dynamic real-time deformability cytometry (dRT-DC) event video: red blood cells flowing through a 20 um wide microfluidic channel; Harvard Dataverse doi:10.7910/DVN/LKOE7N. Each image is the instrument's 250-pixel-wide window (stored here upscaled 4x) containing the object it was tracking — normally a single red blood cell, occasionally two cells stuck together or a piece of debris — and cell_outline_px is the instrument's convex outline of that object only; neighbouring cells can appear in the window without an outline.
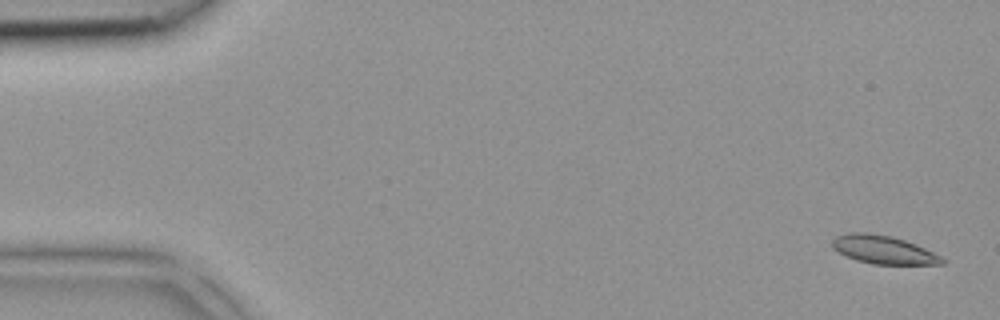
{"species": "common noctule bat (a hibernating species)", "species_latin": "Nyctalus noctula", "temperature_condition": "room temperature", "stored_images_in_passage": 4, "camera_frame_rate_fps": 3000, "um_per_image_px": 0.085, "animal": {"sex": "female", "body_mass_g": 18.4}, "frame": {"image": 1, "passage_image": 1, "time_ms": 0.0, "image_size_px": [1000, 320], "cell_outline_px": [[948, 260], [944, 264], [872, 264], [856, 260], [832, 248], [832, 240], [836, 236], [852, 232], [864, 232], [892, 236], [916, 244]], "centroid_in_image_um": [75.11, 21.23], "position_along_channel_um": 9.9, "area_um2": 17.98}}
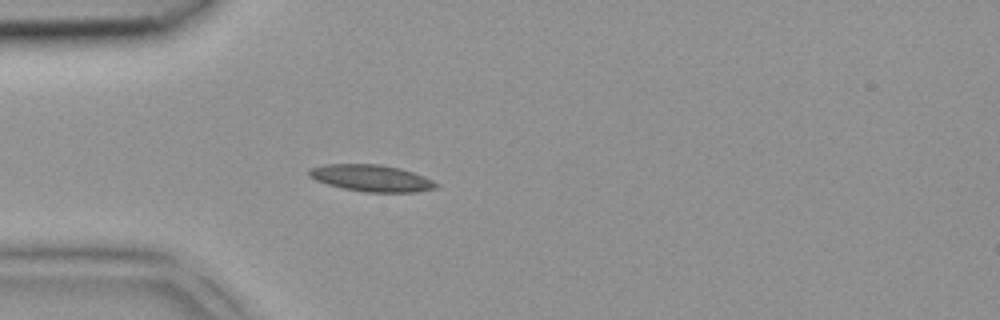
{"frame": {"image": 2, "passage_image": 4, "time_ms": 1.0, "image_size_px": [1000, 320], "cell_outline_px": [[440, 184], [436, 188], [416, 192], [364, 192], [344, 188], [328, 184], [316, 180], [308, 176], [308, 168], [324, 164], [380, 164], [400, 168], [424, 176]], "centroid_in_image_um": [31.56, 15.13], "position_along_channel_um": 53.4, "area_um2": 19.83}}